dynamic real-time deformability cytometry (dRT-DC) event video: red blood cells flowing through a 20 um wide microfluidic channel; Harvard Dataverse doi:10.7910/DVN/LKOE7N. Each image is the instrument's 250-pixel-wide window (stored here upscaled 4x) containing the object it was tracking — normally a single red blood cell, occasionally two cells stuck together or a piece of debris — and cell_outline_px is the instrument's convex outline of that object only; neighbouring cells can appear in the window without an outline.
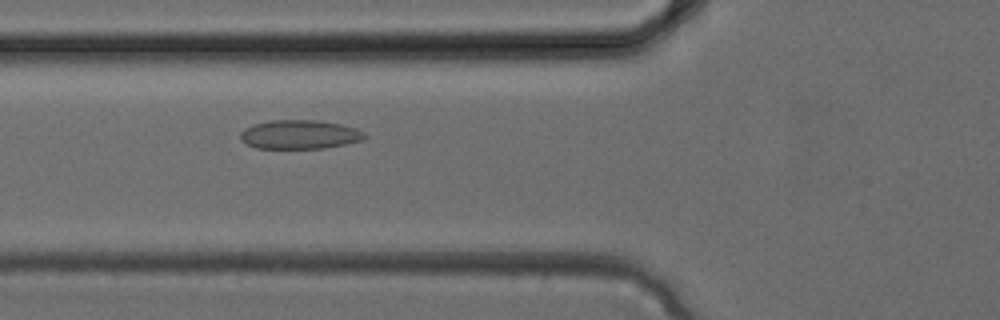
{"species": "common noctule bat (a hibernating species)", "species_latin": "Nyctalus noctula", "temperature_condition": "cold", "stored_images_in_passage": 33, "camera_frame_rate_fps": 3000, "um_per_image_px": 0.085, "animal": {"sex": "female", "body_mass_g": 24.6, "forearm_length_mm": 56.2}, "frame": {"image": 1, "passage_image": 13, "time_ms": 4.0, "image_size_px": [1000, 320], "cell_outline_px": [[368, 136], [364, 140], [324, 148], [256, 148], [240, 140], [240, 132], [244, 128], [256, 124], [272, 120], [316, 120], [340, 124], [356, 128], [364, 132]], "centroid_in_image_um": [25.49, 11.43], "position_along_channel_um": 100.3, "area_um2": 20.92}}
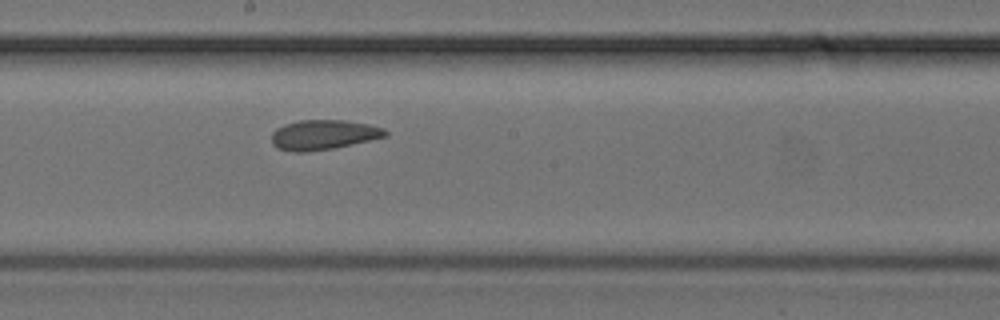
{"frame": {"image": 2, "passage_image": 19, "time_ms": 6.0, "image_size_px": [1000, 320], "cell_outline_px": [[388, 136], [352, 144], [332, 148], [308, 152], [292, 152], [276, 148], [272, 144], [272, 132], [276, 128], [284, 124], [300, 120], [344, 120], [368, 124], [384, 128], [388, 132]], "centroid_in_image_um": [27.47, 11.46], "position_along_channel_um": 220.7, "area_um2": 19.88}}
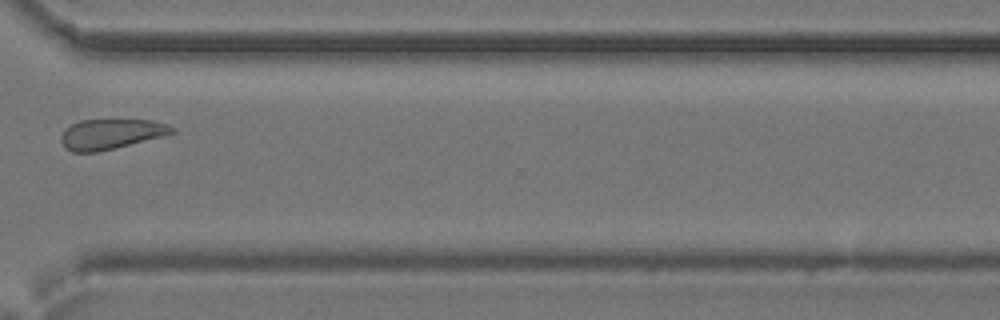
{"frame": {"image": 3, "passage_image": 26, "time_ms": 8.333, "image_size_px": [1000, 320], "cell_outline_px": [[176, 132], [164, 136], [96, 152], [72, 152], [64, 148], [60, 140], [60, 136], [72, 124], [80, 120], [152, 120], [168, 124], [176, 128]], "centroid_in_image_um": [9.45, 11.39], "position_along_channel_um": 361.1, "area_um2": 19.42}}